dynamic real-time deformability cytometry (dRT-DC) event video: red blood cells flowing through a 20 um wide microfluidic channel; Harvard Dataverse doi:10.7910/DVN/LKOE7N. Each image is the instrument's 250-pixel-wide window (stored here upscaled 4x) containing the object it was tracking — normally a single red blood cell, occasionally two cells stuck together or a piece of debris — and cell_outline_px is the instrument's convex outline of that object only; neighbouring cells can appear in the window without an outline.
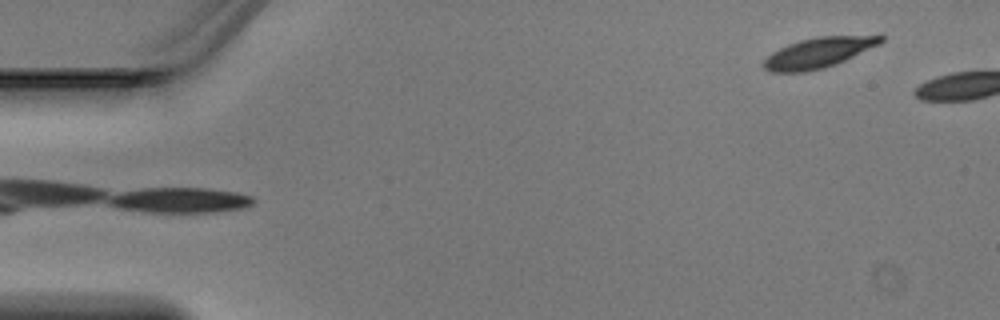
{"species": "Egyptian fruit bat (a non-hibernating species)", "species_latin": "Rousettus aegyptiacus", "temperature_condition": "warm", "stored_images_in_passage": 2, "camera_frame_rate_fps": 3000, "um_per_image_px": 0.085, "animal": {"sex": "male"}, "frame": {"image": 1, "passage_image": 2, "time_ms": 0.333, "image_size_px": [1000, 320], "cell_outline_px": [[884, 40], [880, 44], [836, 64], [824, 68], [804, 72], [772, 72], [764, 68], [764, 60], [772, 52], [788, 44], [800, 40], [816, 36], [880, 32], [884, 36]], "centroid_in_image_um": [69.72, 4.41], "position_along_channel_um": 15.3, "area_um2": 21.39}}